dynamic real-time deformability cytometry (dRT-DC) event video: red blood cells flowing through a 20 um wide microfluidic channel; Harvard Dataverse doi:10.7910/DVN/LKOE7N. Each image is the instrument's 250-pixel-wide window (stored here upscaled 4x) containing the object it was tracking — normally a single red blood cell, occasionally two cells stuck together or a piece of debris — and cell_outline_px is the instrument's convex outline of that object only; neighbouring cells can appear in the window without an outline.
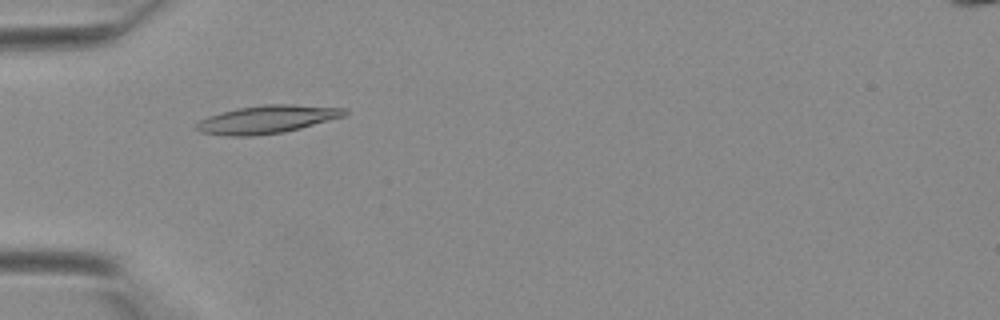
{"species": "Egyptian fruit bat (a non-hibernating species)", "species_latin": "Rousettus aegyptiacus", "temperature_condition": "warm", "stored_images_in_passage": 26, "camera_frame_rate_fps": 3000, "um_per_image_px": 0.085, "animal": {"sex": "female"}, "frame": {"image": 1, "passage_image": 3, "time_ms": 0.667, "image_size_px": [1000, 320], "cell_outline_px": [[348, 112], [344, 116], [300, 128], [284, 132], [252, 136], [228, 136], [200, 132], [196, 128], [196, 124], [200, 120], [208, 116], [240, 108], [264, 104], [292, 104], [344, 108]], "centroid_in_image_um": [22.7, 10.15], "position_along_channel_um": 62.3, "area_um2": 23.87}}
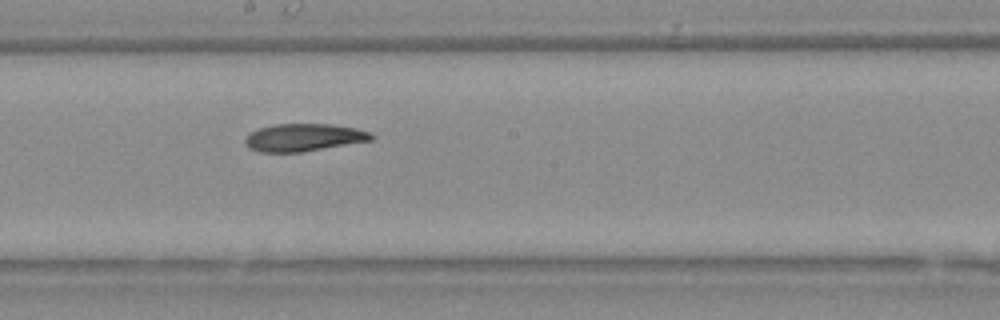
{"frame": {"image": 2, "passage_image": 13, "time_ms": 4.0, "image_size_px": [1000, 320], "cell_outline_px": [[376, 136], [372, 140], [300, 152], [260, 152], [248, 148], [244, 144], [244, 140], [252, 132], [260, 128], [272, 124], [328, 124], [356, 128], [372, 132]], "centroid_in_image_um": [25.83, 11.68], "position_along_channel_um": 222.4, "area_um2": 20.23}}
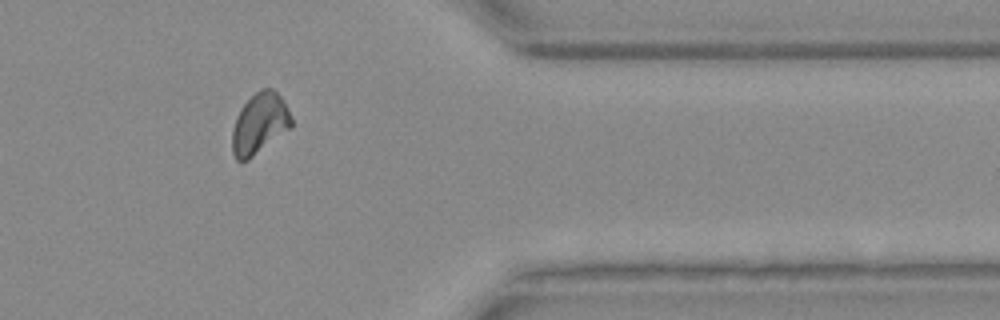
{"frame": {"image": 3, "passage_image": 24, "time_ms": 7.667, "image_size_px": [1000, 320], "cell_outline_px": [[292, 128], [248, 160], [236, 160], [232, 152], [232, 132], [236, 116], [240, 108], [256, 92], [264, 88], [272, 88], [284, 100], [292, 116]], "centroid_in_image_um": [22.08, 10.51], "position_along_channel_um": 389.3, "area_um2": 21.1}}